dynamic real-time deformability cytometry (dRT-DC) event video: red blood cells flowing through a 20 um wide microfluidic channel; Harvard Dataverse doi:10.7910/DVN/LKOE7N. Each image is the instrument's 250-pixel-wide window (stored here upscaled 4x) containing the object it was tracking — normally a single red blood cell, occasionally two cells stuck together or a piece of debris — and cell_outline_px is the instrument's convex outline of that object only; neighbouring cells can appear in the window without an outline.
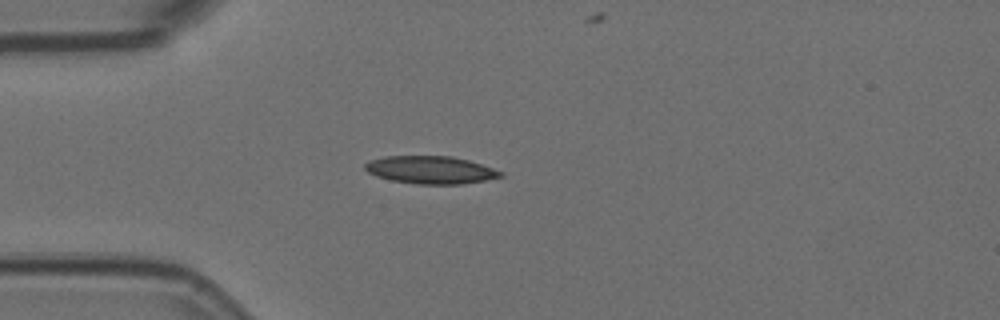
{"species": "Egyptian fruit bat (a non-hibernating species)", "species_latin": "Rousettus aegyptiacus", "temperature_condition": "room temperature", "stored_images_in_passage": 6, "camera_frame_rate_fps": 3000, "um_per_image_px": 0.085, "animal": {"sex": "female"}, "frame": {"image": 1, "passage_image": 4, "time_ms": 1.0, "image_size_px": [1000, 320], "cell_outline_px": [[504, 176], [464, 184], [420, 184], [392, 180], [376, 176], [368, 172], [364, 168], [364, 164], [368, 160], [384, 156], [452, 156], [468, 160], [504, 172]], "centroid_in_image_um": [36.58, 14.43], "position_along_channel_um": 48.4, "area_um2": 21.85}}